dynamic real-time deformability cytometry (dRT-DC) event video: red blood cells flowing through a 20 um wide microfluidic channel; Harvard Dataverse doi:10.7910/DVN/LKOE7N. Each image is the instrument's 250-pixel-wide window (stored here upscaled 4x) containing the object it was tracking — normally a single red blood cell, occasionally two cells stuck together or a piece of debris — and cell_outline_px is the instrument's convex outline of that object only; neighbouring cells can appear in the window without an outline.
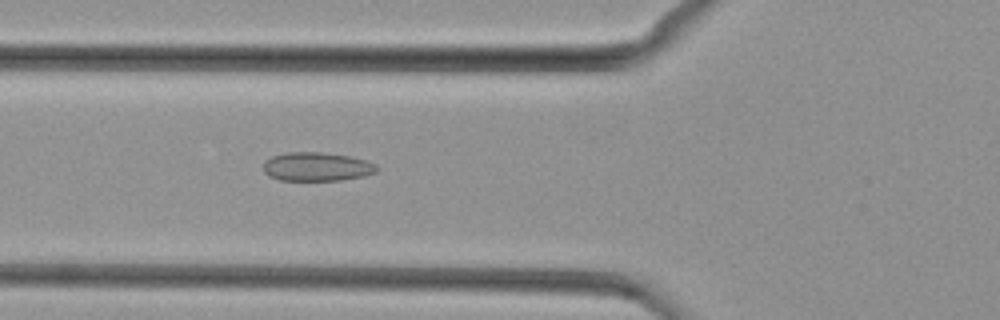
{"species": "common noctule bat (a hibernating species)", "species_latin": "Nyctalus noctula", "temperature_condition": "cold", "stored_images_in_passage": 49, "camera_frame_rate_fps": 3000, "um_per_image_px": 0.085, "animal": {"sex": "female", "body_mass_g": 29.2, "forearm_length_mm": 56.3}, "frame": {"image": 1, "passage_image": 18, "time_ms": 5.667, "image_size_px": [1000, 320], "cell_outline_px": [[380, 168], [376, 172], [364, 176], [340, 180], [280, 180], [268, 176], [264, 172], [264, 160], [272, 156], [288, 152], [320, 152], [352, 156], [376, 164]], "centroid_in_image_um": [26.93, 14.16], "position_along_channel_um": 98.9, "area_um2": 19.13}}
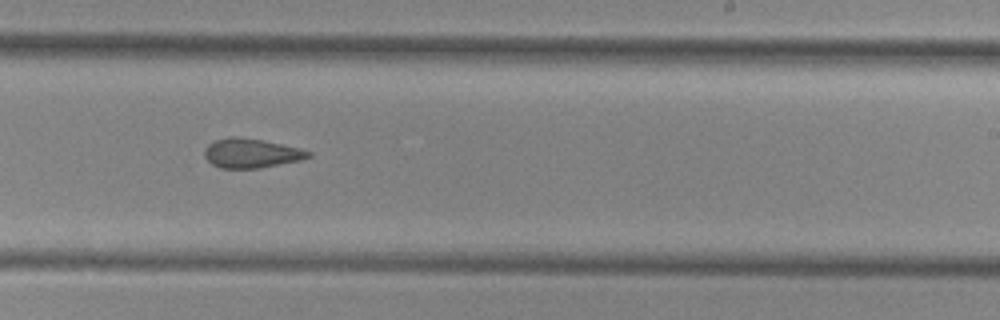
{"frame": {"image": 2, "passage_image": 30, "time_ms": 9.667, "image_size_px": [1000, 320], "cell_outline_px": [[312, 156], [300, 160], [260, 168], [220, 168], [212, 164], [204, 156], [204, 148], [208, 144], [216, 140], [228, 136], [240, 136], [264, 140], [300, 148], [312, 152]], "centroid_in_image_um": [21.35, 13.01], "position_along_channel_um": 267.7, "area_um2": 17.92}}
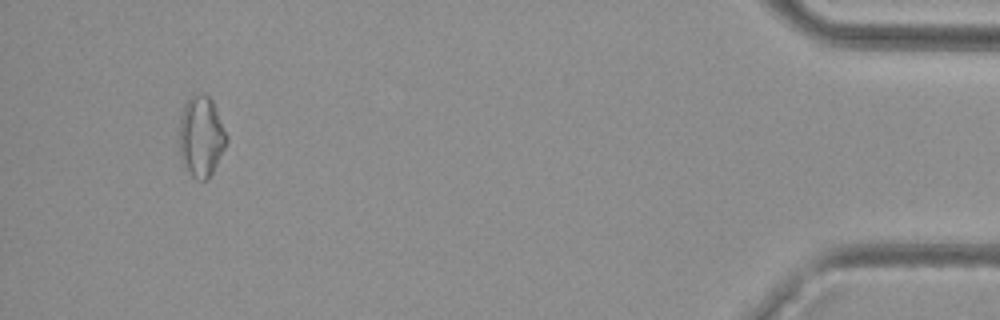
{"frame": {"image": 3, "passage_image": 46, "time_ms": 15.0, "image_size_px": [1000, 320], "cell_outline_px": [[228, 140], [208, 180], [196, 180], [192, 176], [180, 160], [180, 120], [184, 104], [192, 96], [204, 92], [212, 100], [228, 136]], "centroid_in_image_um": [17.1, 11.61], "position_along_channel_um": 418.1, "area_um2": 22.08}}